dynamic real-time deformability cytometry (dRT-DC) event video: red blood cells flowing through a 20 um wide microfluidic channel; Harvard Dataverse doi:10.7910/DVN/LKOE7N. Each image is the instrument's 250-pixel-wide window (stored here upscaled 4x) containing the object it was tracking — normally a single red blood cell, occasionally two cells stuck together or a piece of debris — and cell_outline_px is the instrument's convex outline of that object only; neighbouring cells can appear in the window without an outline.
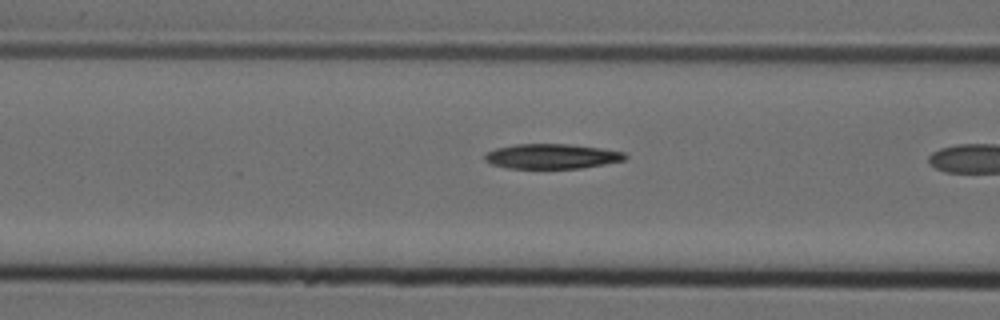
{"species": "Egyptian fruit bat (a non-hibernating species)", "species_latin": "Rousettus aegyptiacus", "temperature_condition": "cold", "stored_images_in_passage": 20, "camera_frame_rate_fps": 3000, "um_per_image_px": 0.085, "animal": {"sex": "female"}, "frame": {"image": 1, "passage_image": 19, "time_ms": 6.0, "image_size_px": [1000, 320], "cell_outline_px": [[628, 156], [624, 160], [604, 164], [580, 168], [508, 168], [492, 164], [484, 160], [484, 156], [488, 152], [496, 148], [516, 144], [572, 144], [600, 148], [624, 152]], "centroid_in_image_um": [46.91, 13.28], "position_along_channel_um": 119.7, "area_um2": 20.23}}